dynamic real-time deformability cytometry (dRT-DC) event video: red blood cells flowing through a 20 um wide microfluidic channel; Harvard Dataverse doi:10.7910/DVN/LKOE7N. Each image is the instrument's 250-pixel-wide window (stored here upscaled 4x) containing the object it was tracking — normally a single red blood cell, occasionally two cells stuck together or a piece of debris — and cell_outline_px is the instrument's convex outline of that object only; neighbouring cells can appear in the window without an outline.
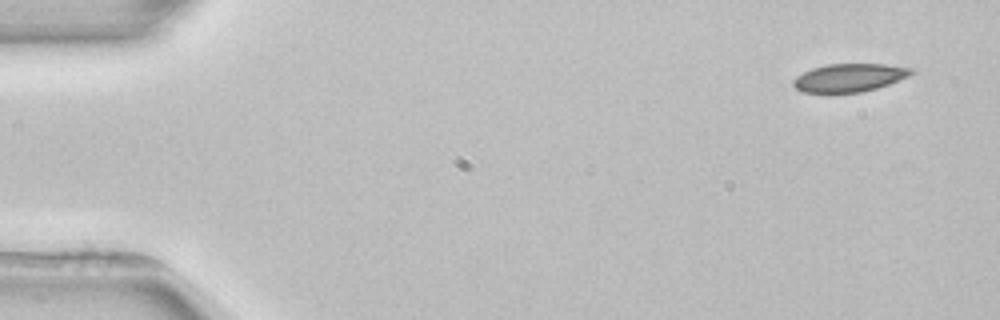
{"species": "common noctule bat (a hibernating species)", "species_latin": "Nyctalus noctula", "temperature_condition": "room temperature", "stored_images_in_passage": 5, "camera_frame_rate_fps": 3000, "um_per_image_px": 0.085, "animal": {"sex": "female", "body_mass_g": 22.7, "forearm_length_mm": 54.2}, "frame": {"image": 1, "passage_image": 1, "time_ms": 0.0, "image_size_px": [1000, 320], "cell_outline_px": [[916, 72], [908, 76], [888, 84], [876, 88], [860, 92], [800, 92], [792, 84], [792, 80], [796, 76], [812, 68], [828, 64], [884, 64], [916, 68]], "centroid_in_image_um": [72.21, 6.59], "position_along_channel_um": 12.8, "area_um2": 19.31}}
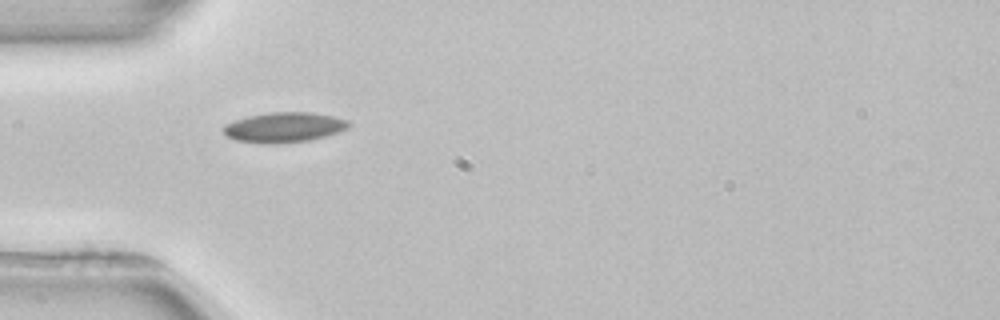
{"frame": {"image": 2, "passage_image": 4, "time_ms": 4.333, "image_size_px": [1000, 320], "cell_outline_px": [[352, 124], [348, 128], [312, 140], [276, 144], [264, 144], [236, 140], [228, 136], [224, 132], [224, 124], [248, 116], [268, 112], [312, 112], [332, 116], [348, 120]], "centroid_in_image_um": [24.16, 10.82], "position_along_channel_um": 60.8, "area_um2": 21.96}}